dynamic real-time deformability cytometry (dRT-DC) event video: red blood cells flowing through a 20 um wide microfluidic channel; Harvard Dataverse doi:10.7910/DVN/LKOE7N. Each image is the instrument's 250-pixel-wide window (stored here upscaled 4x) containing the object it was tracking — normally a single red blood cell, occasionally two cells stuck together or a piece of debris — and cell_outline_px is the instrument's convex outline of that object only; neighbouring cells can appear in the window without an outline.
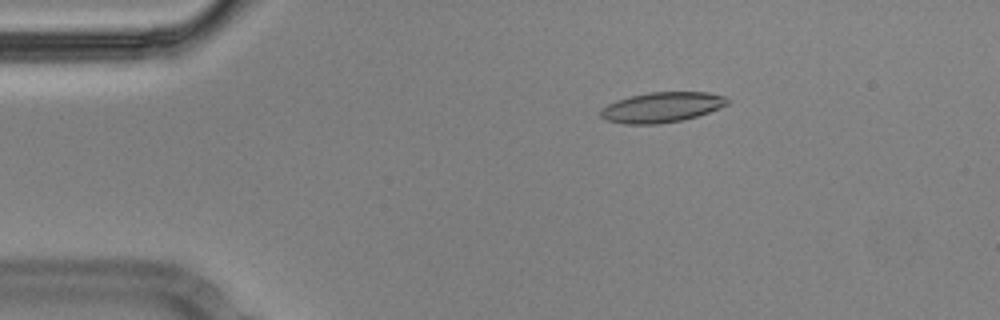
{"species": "Egyptian fruit bat (a non-hibernating species)", "species_latin": "Rousettus aegyptiacus", "temperature_condition": "cold", "stored_images_in_passage": 47, "camera_frame_rate_fps": 3000, "um_per_image_px": 0.085, "animal": {"sex": "male"}, "frame": {"image": 1, "passage_image": 1, "time_ms": 0.0, "image_size_px": [1000, 320], "cell_outline_px": [[728, 104], [720, 108], [696, 116], [680, 120], [660, 124], [624, 124], [608, 120], [600, 116], [600, 112], [608, 104], [616, 100], [648, 92], [708, 92], [724, 96], [728, 100]], "centroid_in_image_um": [56.26, 9.11], "position_along_channel_um": 28.7, "area_um2": 22.08}}
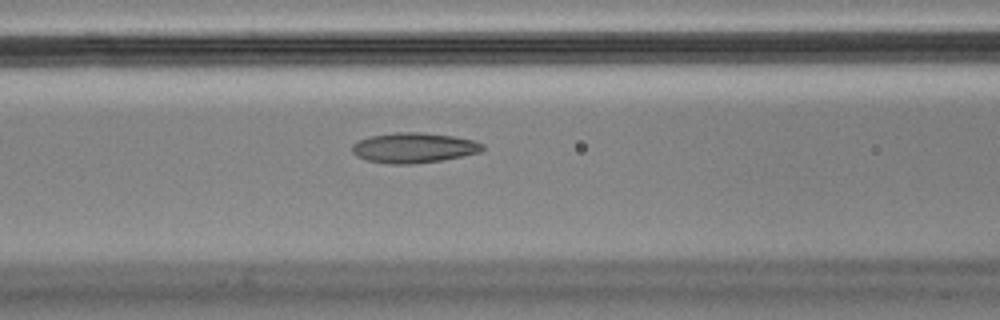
{"frame": {"image": 2, "passage_image": 14, "time_ms": 4.333, "image_size_px": [1000, 320], "cell_outline_px": [[484, 148], [480, 152], [440, 160], [408, 164], [392, 164], [368, 160], [356, 156], [352, 152], [352, 144], [368, 136], [392, 132], [420, 132], [452, 136], [472, 140], [484, 144]], "centroid_in_image_um": [35.13, 12.55], "position_along_channel_um": 131.5, "area_um2": 22.72}}
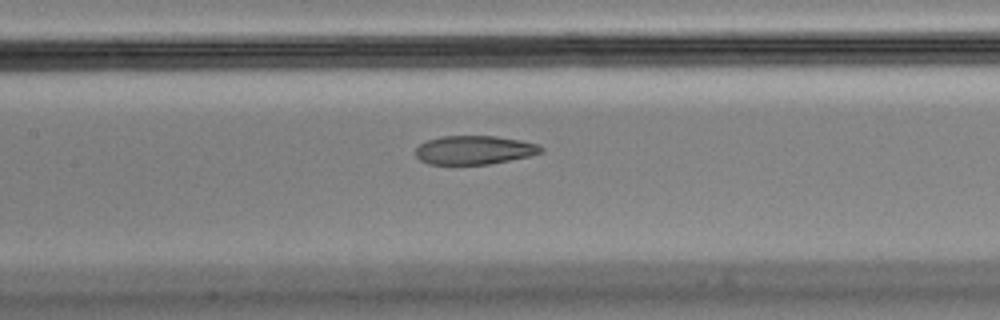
{"frame": {"image": 3, "passage_image": 17, "time_ms": 5.333, "image_size_px": [1000, 320], "cell_outline_px": [[544, 152], [532, 156], [488, 164], [428, 164], [420, 160], [416, 156], [416, 148], [420, 144], [428, 140], [440, 136], [496, 136], [520, 140], [540, 144], [544, 148]], "centroid_in_image_um": [40.37, 12.75], "position_along_channel_um": 167.0, "area_um2": 21.15}, "authors_computed_cell_mechanics": {"area_um2": 23.409, "velocity_mm_per_s": 3.5535, "shape_relaxation_time_tau1_ms": null, "shape_relaxation_time_tau2_ms": 2.2531, "deformation_change_tau1": null, "deformation_change_tau2": 0.0868}}